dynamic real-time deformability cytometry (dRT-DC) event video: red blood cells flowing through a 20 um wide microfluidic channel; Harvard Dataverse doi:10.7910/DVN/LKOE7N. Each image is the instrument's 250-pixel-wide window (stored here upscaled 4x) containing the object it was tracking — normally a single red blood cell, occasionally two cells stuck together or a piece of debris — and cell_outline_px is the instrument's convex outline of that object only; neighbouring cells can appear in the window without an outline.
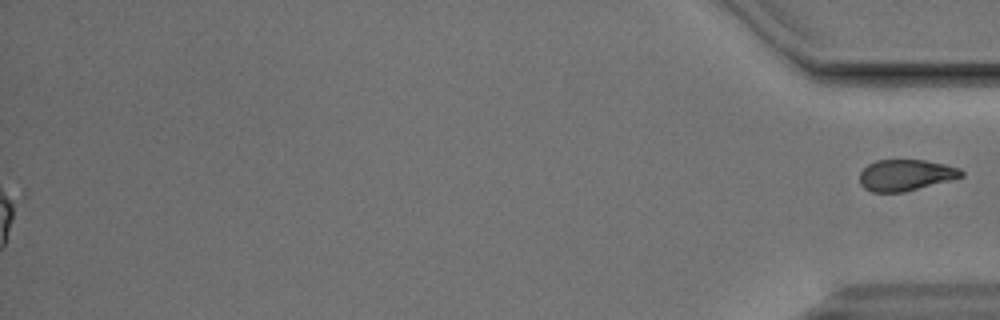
{"species": "Egyptian fruit bat (a non-hibernating species)", "species_latin": "Rousettus aegyptiacus", "temperature_condition": "cold", "stored_images_in_passage": 55, "segment_of_instrument_passage": [2, 2], "camera_frame_rate_fps": 3000, "um_per_image_px": 0.085, "animal": {"sex": "male"}, "frame": {"image": 1, "passage_image": 55, "time_ms": 18.0, "image_size_px": [1000, 320], "cell_outline_px": [[964, 176], [904, 192], [872, 192], [864, 188], [860, 184], [860, 172], [868, 164], [876, 160], [924, 160], [944, 164], [960, 168], [964, 172]], "centroid_in_image_um": [76.97, 14.88], "position_along_channel_um": 358.2, "area_um2": 18.44}}